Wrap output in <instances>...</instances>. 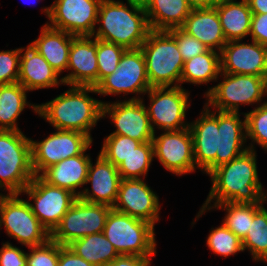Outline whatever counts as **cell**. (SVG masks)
Masks as SVG:
<instances>
[{"mask_svg":"<svg viewBox=\"0 0 267 266\" xmlns=\"http://www.w3.org/2000/svg\"><path fill=\"white\" fill-rule=\"evenodd\" d=\"M225 80L207 92L209 105L221 112H238L239 103L250 104L261 100L267 93V77L227 74Z\"/></svg>","mask_w":267,"mask_h":266,"instance_id":"cell-9","label":"cell"},{"mask_svg":"<svg viewBox=\"0 0 267 266\" xmlns=\"http://www.w3.org/2000/svg\"><path fill=\"white\" fill-rule=\"evenodd\" d=\"M2 223L8 235L28 247L44 244L51 238L29 202L18 199V194L0 195V227Z\"/></svg>","mask_w":267,"mask_h":266,"instance_id":"cell-7","label":"cell"},{"mask_svg":"<svg viewBox=\"0 0 267 266\" xmlns=\"http://www.w3.org/2000/svg\"><path fill=\"white\" fill-rule=\"evenodd\" d=\"M69 91L42 105H32L57 130H72L88 135L90 128L103 117V102L86 93L95 92L92 86H72Z\"/></svg>","mask_w":267,"mask_h":266,"instance_id":"cell-2","label":"cell"},{"mask_svg":"<svg viewBox=\"0 0 267 266\" xmlns=\"http://www.w3.org/2000/svg\"><path fill=\"white\" fill-rule=\"evenodd\" d=\"M92 138L72 130H60L48 136L44 141L31 140L32 167L35 175L63 159L75 157L85 152Z\"/></svg>","mask_w":267,"mask_h":266,"instance_id":"cell-11","label":"cell"},{"mask_svg":"<svg viewBox=\"0 0 267 266\" xmlns=\"http://www.w3.org/2000/svg\"><path fill=\"white\" fill-rule=\"evenodd\" d=\"M23 50V48H20L13 51L0 52V85L12 84L18 81L20 73V54Z\"/></svg>","mask_w":267,"mask_h":266,"instance_id":"cell-41","label":"cell"},{"mask_svg":"<svg viewBox=\"0 0 267 266\" xmlns=\"http://www.w3.org/2000/svg\"><path fill=\"white\" fill-rule=\"evenodd\" d=\"M177 85L168 90L166 86L151 87L148 91L151 101L147 109L150 123L166 131H179L189 127V124L186 126L183 124L185 111L188 108V93Z\"/></svg>","mask_w":267,"mask_h":266,"instance_id":"cell-14","label":"cell"},{"mask_svg":"<svg viewBox=\"0 0 267 266\" xmlns=\"http://www.w3.org/2000/svg\"><path fill=\"white\" fill-rule=\"evenodd\" d=\"M118 255L150 257L155 254L154 226L114 210L109 212L103 229Z\"/></svg>","mask_w":267,"mask_h":266,"instance_id":"cell-6","label":"cell"},{"mask_svg":"<svg viewBox=\"0 0 267 266\" xmlns=\"http://www.w3.org/2000/svg\"><path fill=\"white\" fill-rule=\"evenodd\" d=\"M27 254L12 246L3 244L0 250V266H26Z\"/></svg>","mask_w":267,"mask_h":266,"instance_id":"cell-42","label":"cell"},{"mask_svg":"<svg viewBox=\"0 0 267 266\" xmlns=\"http://www.w3.org/2000/svg\"><path fill=\"white\" fill-rule=\"evenodd\" d=\"M90 162L89 156L83 152L46 168L39 176L47 183L68 189L77 195L75 189L86 184Z\"/></svg>","mask_w":267,"mask_h":266,"instance_id":"cell-25","label":"cell"},{"mask_svg":"<svg viewBox=\"0 0 267 266\" xmlns=\"http://www.w3.org/2000/svg\"><path fill=\"white\" fill-rule=\"evenodd\" d=\"M176 40L178 50L182 55L184 61L192 59L199 54L205 53L209 50L202 42L193 36L184 32L181 28H173L167 30Z\"/></svg>","mask_w":267,"mask_h":266,"instance_id":"cell-40","label":"cell"},{"mask_svg":"<svg viewBox=\"0 0 267 266\" xmlns=\"http://www.w3.org/2000/svg\"><path fill=\"white\" fill-rule=\"evenodd\" d=\"M192 9L212 8L221 0H186Z\"/></svg>","mask_w":267,"mask_h":266,"instance_id":"cell-47","label":"cell"},{"mask_svg":"<svg viewBox=\"0 0 267 266\" xmlns=\"http://www.w3.org/2000/svg\"><path fill=\"white\" fill-rule=\"evenodd\" d=\"M101 1L56 0L44 10L52 22L48 26L75 36L93 37Z\"/></svg>","mask_w":267,"mask_h":266,"instance_id":"cell-12","label":"cell"},{"mask_svg":"<svg viewBox=\"0 0 267 266\" xmlns=\"http://www.w3.org/2000/svg\"><path fill=\"white\" fill-rule=\"evenodd\" d=\"M150 260L147 257L137 255H119L113 261L102 266H149Z\"/></svg>","mask_w":267,"mask_h":266,"instance_id":"cell-45","label":"cell"},{"mask_svg":"<svg viewBox=\"0 0 267 266\" xmlns=\"http://www.w3.org/2000/svg\"><path fill=\"white\" fill-rule=\"evenodd\" d=\"M141 144L128 136L110 134L104 141L100 155L118 167Z\"/></svg>","mask_w":267,"mask_h":266,"instance_id":"cell-35","label":"cell"},{"mask_svg":"<svg viewBox=\"0 0 267 266\" xmlns=\"http://www.w3.org/2000/svg\"><path fill=\"white\" fill-rule=\"evenodd\" d=\"M126 50L127 49L120 45L96 38L98 83L118 68L121 57Z\"/></svg>","mask_w":267,"mask_h":266,"instance_id":"cell-36","label":"cell"},{"mask_svg":"<svg viewBox=\"0 0 267 266\" xmlns=\"http://www.w3.org/2000/svg\"><path fill=\"white\" fill-rule=\"evenodd\" d=\"M220 53L221 73L267 77V46L256 41L239 44V40H232Z\"/></svg>","mask_w":267,"mask_h":266,"instance_id":"cell-18","label":"cell"},{"mask_svg":"<svg viewBox=\"0 0 267 266\" xmlns=\"http://www.w3.org/2000/svg\"><path fill=\"white\" fill-rule=\"evenodd\" d=\"M121 180L117 167L99 154L95 167L90 162L86 179V183L91 182L92 184L93 195L89 193L88 189H85V191L78 192L77 196L80 200L88 203L113 207Z\"/></svg>","mask_w":267,"mask_h":266,"instance_id":"cell-20","label":"cell"},{"mask_svg":"<svg viewBox=\"0 0 267 266\" xmlns=\"http://www.w3.org/2000/svg\"><path fill=\"white\" fill-rule=\"evenodd\" d=\"M226 41L241 40L250 34L252 12L247 0H221L215 6Z\"/></svg>","mask_w":267,"mask_h":266,"instance_id":"cell-28","label":"cell"},{"mask_svg":"<svg viewBox=\"0 0 267 266\" xmlns=\"http://www.w3.org/2000/svg\"><path fill=\"white\" fill-rule=\"evenodd\" d=\"M154 156L153 142H143L117 167L122 179H139L147 174Z\"/></svg>","mask_w":267,"mask_h":266,"instance_id":"cell-34","label":"cell"},{"mask_svg":"<svg viewBox=\"0 0 267 266\" xmlns=\"http://www.w3.org/2000/svg\"><path fill=\"white\" fill-rule=\"evenodd\" d=\"M99 94L148 93L151 88L145 58L141 48L127 49L118 68L104 77L96 86Z\"/></svg>","mask_w":267,"mask_h":266,"instance_id":"cell-13","label":"cell"},{"mask_svg":"<svg viewBox=\"0 0 267 266\" xmlns=\"http://www.w3.org/2000/svg\"><path fill=\"white\" fill-rule=\"evenodd\" d=\"M109 113L117 130L111 134L128 136L137 141L150 142L155 135L154 126L150 123L147 108L141 99L114 104L103 103V117Z\"/></svg>","mask_w":267,"mask_h":266,"instance_id":"cell-16","label":"cell"},{"mask_svg":"<svg viewBox=\"0 0 267 266\" xmlns=\"http://www.w3.org/2000/svg\"><path fill=\"white\" fill-rule=\"evenodd\" d=\"M252 14H266L267 0H247Z\"/></svg>","mask_w":267,"mask_h":266,"instance_id":"cell-46","label":"cell"},{"mask_svg":"<svg viewBox=\"0 0 267 266\" xmlns=\"http://www.w3.org/2000/svg\"><path fill=\"white\" fill-rule=\"evenodd\" d=\"M111 209L110 206L88 203L78 198L51 233V239L61 246H68L87 235L101 233Z\"/></svg>","mask_w":267,"mask_h":266,"instance_id":"cell-8","label":"cell"},{"mask_svg":"<svg viewBox=\"0 0 267 266\" xmlns=\"http://www.w3.org/2000/svg\"><path fill=\"white\" fill-rule=\"evenodd\" d=\"M180 28L211 50L218 47L221 52L227 43L215 7L192 9Z\"/></svg>","mask_w":267,"mask_h":266,"instance_id":"cell-22","label":"cell"},{"mask_svg":"<svg viewBox=\"0 0 267 266\" xmlns=\"http://www.w3.org/2000/svg\"><path fill=\"white\" fill-rule=\"evenodd\" d=\"M151 30L180 28L192 8L186 0H142Z\"/></svg>","mask_w":267,"mask_h":266,"instance_id":"cell-27","label":"cell"},{"mask_svg":"<svg viewBox=\"0 0 267 266\" xmlns=\"http://www.w3.org/2000/svg\"><path fill=\"white\" fill-rule=\"evenodd\" d=\"M75 36L72 39L67 69H73L60 82L70 86H92L98 84L96 38Z\"/></svg>","mask_w":267,"mask_h":266,"instance_id":"cell-19","label":"cell"},{"mask_svg":"<svg viewBox=\"0 0 267 266\" xmlns=\"http://www.w3.org/2000/svg\"><path fill=\"white\" fill-rule=\"evenodd\" d=\"M154 156L169 171L181 175L195 169L193 138L189 127L153 136Z\"/></svg>","mask_w":267,"mask_h":266,"instance_id":"cell-15","label":"cell"},{"mask_svg":"<svg viewBox=\"0 0 267 266\" xmlns=\"http://www.w3.org/2000/svg\"><path fill=\"white\" fill-rule=\"evenodd\" d=\"M58 266H95L79 257L69 246L59 244Z\"/></svg>","mask_w":267,"mask_h":266,"instance_id":"cell-44","label":"cell"},{"mask_svg":"<svg viewBox=\"0 0 267 266\" xmlns=\"http://www.w3.org/2000/svg\"><path fill=\"white\" fill-rule=\"evenodd\" d=\"M140 48L151 87H169L175 80L181 82L185 61L167 30H150Z\"/></svg>","mask_w":267,"mask_h":266,"instance_id":"cell-4","label":"cell"},{"mask_svg":"<svg viewBox=\"0 0 267 266\" xmlns=\"http://www.w3.org/2000/svg\"><path fill=\"white\" fill-rule=\"evenodd\" d=\"M262 204H244L224 202L215 204V207L225 208L228 214L223 224L231 230L240 240H243L250 227V219L262 207Z\"/></svg>","mask_w":267,"mask_h":266,"instance_id":"cell-33","label":"cell"},{"mask_svg":"<svg viewBox=\"0 0 267 266\" xmlns=\"http://www.w3.org/2000/svg\"><path fill=\"white\" fill-rule=\"evenodd\" d=\"M30 248L32 253L27 254L26 266H58L59 244L51 238L44 244Z\"/></svg>","mask_w":267,"mask_h":266,"instance_id":"cell-39","label":"cell"},{"mask_svg":"<svg viewBox=\"0 0 267 266\" xmlns=\"http://www.w3.org/2000/svg\"><path fill=\"white\" fill-rule=\"evenodd\" d=\"M22 192H26L30 199H34L35 206L29 203L31 210L50 234L78 199V196L70 190L53 186L39 175H35Z\"/></svg>","mask_w":267,"mask_h":266,"instance_id":"cell-10","label":"cell"},{"mask_svg":"<svg viewBox=\"0 0 267 266\" xmlns=\"http://www.w3.org/2000/svg\"><path fill=\"white\" fill-rule=\"evenodd\" d=\"M220 72V55L215 49H209L207 52L184 62L181 82L207 83L213 79L215 80Z\"/></svg>","mask_w":267,"mask_h":266,"instance_id":"cell-31","label":"cell"},{"mask_svg":"<svg viewBox=\"0 0 267 266\" xmlns=\"http://www.w3.org/2000/svg\"><path fill=\"white\" fill-rule=\"evenodd\" d=\"M255 157V152L249 148L229 163L222 164L209 173L213 185L200 214L213 198L217 199L215 204H263L262 202L266 201L258 179Z\"/></svg>","mask_w":267,"mask_h":266,"instance_id":"cell-1","label":"cell"},{"mask_svg":"<svg viewBox=\"0 0 267 266\" xmlns=\"http://www.w3.org/2000/svg\"><path fill=\"white\" fill-rule=\"evenodd\" d=\"M207 245L214 253L225 257L243 251L242 240L224 224L210 232Z\"/></svg>","mask_w":267,"mask_h":266,"instance_id":"cell-37","label":"cell"},{"mask_svg":"<svg viewBox=\"0 0 267 266\" xmlns=\"http://www.w3.org/2000/svg\"><path fill=\"white\" fill-rule=\"evenodd\" d=\"M34 177L31 140L21 131L0 130V187L19 195Z\"/></svg>","mask_w":267,"mask_h":266,"instance_id":"cell-5","label":"cell"},{"mask_svg":"<svg viewBox=\"0 0 267 266\" xmlns=\"http://www.w3.org/2000/svg\"><path fill=\"white\" fill-rule=\"evenodd\" d=\"M217 122L218 148L216 159L204 170L207 174L218 166L229 163L249 149L240 150L247 136L243 135L245 133L242 132V129L246 128V120L240 121L238 112L219 111Z\"/></svg>","mask_w":267,"mask_h":266,"instance_id":"cell-21","label":"cell"},{"mask_svg":"<svg viewBox=\"0 0 267 266\" xmlns=\"http://www.w3.org/2000/svg\"><path fill=\"white\" fill-rule=\"evenodd\" d=\"M243 250L249 248L255 260L267 262V210L262 206L250 219L247 235L242 240Z\"/></svg>","mask_w":267,"mask_h":266,"instance_id":"cell-32","label":"cell"},{"mask_svg":"<svg viewBox=\"0 0 267 266\" xmlns=\"http://www.w3.org/2000/svg\"><path fill=\"white\" fill-rule=\"evenodd\" d=\"M158 201L155 193L140 178L122 179L116 202L112 208L154 226L159 220Z\"/></svg>","mask_w":267,"mask_h":266,"instance_id":"cell-17","label":"cell"},{"mask_svg":"<svg viewBox=\"0 0 267 266\" xmlns=\"http://www.w3.org/2000/svg\"><path fill=\"white\" fill-rule=\"evenodd\" d=\"M250 34L252 41L267 46V13L252 15Z\"/></svg>","mask_w":267,"mask_h":266,"instance_id":"cell-43","label":"cell"},{"mask_svg":"<svg viewBox=\"0 0 267 266\" xmlns=\"http://www.w3.org/2000/svg\"><path fill=\"white\" fill-rule=\"evenodd\" d=\"M68 246L79 257L95 266H102L119 256L103 232L87 235L73 241Z\"/></svg>","mask_w":267,"mask_h":266,"instance_id":"cell-29","label":"cell"},{"mask_svg":"<svg viewBox=\"0 0 267 266\" xmlns=\"http://www.w3.org/2000/svg\"><path fill=\"white\" fill-rule=\"evenodd\" d=\"M246 136L267 149V102L245 114Z\"/></svg>","mask_w":267,"mask_h":266,"instance_id":"cell-38","label":"cell"},{"mask_svg":"<svg viewBox=\"0 0 267 266\" xmlns=\"http://www.w3.org/2000/svg\"><path fill=\"white\" fill-rule=\"evenodd\" d=\"M58 72L30 44L20 57L18 81L27 91L59 84Z\"/></svg>","mask_w":267,"mask_h":266,"instance_id":"cell-24","label":"cell"},{"mask_svg":"<svg viewBox=\"0 0 267 266\" xmlns=\"http://www.w3.org/2000/svg\"><path fill=\"white\" fill-rule=\"evenodd\" d=\"M201 118L189 129L193 138L194 161L201 169H206L215 159L218 148V122L216 114L205 109Z\"/></svg>","mask_w":267,"mask_h":266,"instance_id":"cell-23","label":"cell"},{"mask_svg":"<svg viewBox=\"0 0 267 266\" xmlns=\"http://www.w3.org/2000/svg\"><path fill=\"white\" fill-rule=\"evenodd\" d=\"M26 91L19 82L0 85V130L20 131L15 123L27 106Z\"/></svg>","mask_w":267,"mask_h":266,"instance_id":"cell-30","label":"cell"},{"mask_svg":"<svg viewBox=\"0 0 267 266\" xmlns=\"http://www.w3.org/2000/svg\"><path fill=\"white\" fill-rule=\"evenodd\" d=\"M74 37L75 35L45 24L41 30L40 37L30 45L60 74L62 70L67 69L69 52Z\"/></svg>","mask_w":267,"mask_h":266,"instance_id":"cell-26","label":"cell"},{"mask_svg":"<svg viewBox=\"0 0 267 266\" xmlns=\"http://www.w3.org/2000/svg\"><path fill=\"white\" fill-rule=\"evenodd\" d=\"M127 2L132 10L120 1H101L97 23L101 22L103 25L99 27L95 38L120 45L125 49H138L151 29L143 2L141 0H127Z\"/></svg>","mask_w":267,"mask_h":266,"instance_id":"cell-3","label":"cell"}]
</instances>
